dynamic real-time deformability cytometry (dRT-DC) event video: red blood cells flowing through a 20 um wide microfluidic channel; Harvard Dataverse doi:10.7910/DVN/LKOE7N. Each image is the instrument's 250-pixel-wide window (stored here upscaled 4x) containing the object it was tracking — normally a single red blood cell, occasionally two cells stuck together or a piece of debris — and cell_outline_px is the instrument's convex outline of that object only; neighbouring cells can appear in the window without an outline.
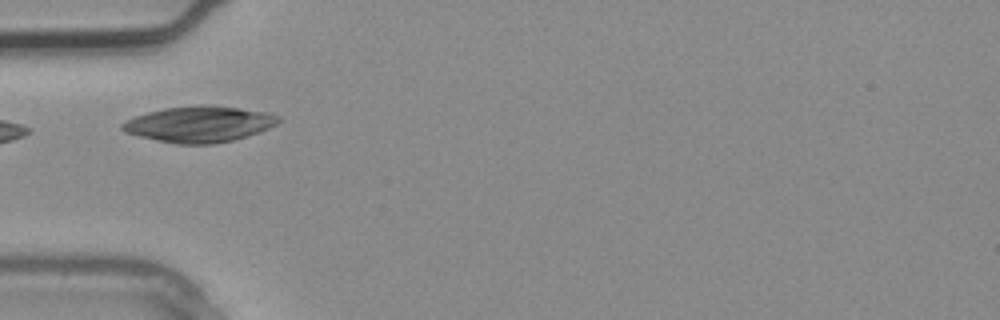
{"species": "common noctule bat (a hibernating species)", "species_latin": "Nyctalus noctula", "temperature_condition": "warm", "stored_images_in_passage": 1, "camera_frame_rate_fps": 3000, "um_per_image_px": 0.085, "animal": {"sex": "male", "body_mass_g": 20.4}, "frame": {"image": 1, "passage_image": 1, "time_ms": 0.0, "image_size_px": [1000, 320], "cell_outline_px": [[280, 120], [276, 124], [268, 128], [232, 140], [212, 144], [176, 144], [140, 136], [124, 132], [120, 128], [120, 124], [136, 116], [148, 112], [164, 108], [204, 104], [240, 108], [268, 112], [280, 116]], "centroid_in_image_um": [16.93, 10.54], "position_along_channel_um": 68.1, "area_um2": 32.48}}